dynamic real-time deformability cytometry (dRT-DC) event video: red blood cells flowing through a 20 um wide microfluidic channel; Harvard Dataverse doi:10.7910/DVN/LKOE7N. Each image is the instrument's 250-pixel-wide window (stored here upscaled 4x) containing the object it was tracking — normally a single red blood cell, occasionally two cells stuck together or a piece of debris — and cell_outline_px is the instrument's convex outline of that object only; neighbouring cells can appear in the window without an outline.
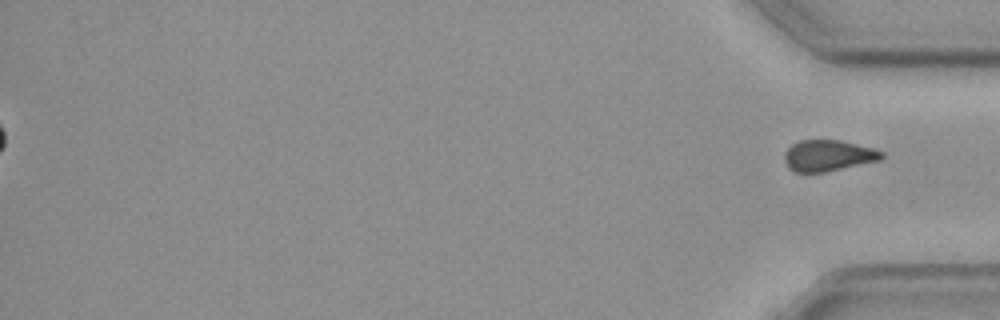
{"species": "common noctule bat (a hibernating species)", "species_latin": "Nyctalus noctula", "temperature_condition": "cold", "stored_images_in_passage": 54, "segment_of_instrument_passage": [2, 2], "camera_frame_rate_fps": 3000, "um_per_image_px": 0.085, "animal": {"sex": "female", "body_mass_g": 19.3, "forearm_length_mm": 54.1}, "frame": {"image": 1, "passage_image": 54, "time_ms": 17.667, "image_size_px": [1000, 320], "cell_outline_px": [[884, 156], [880, 160], [824, 172], [796, 172], [788, 168], [784, 160], [784, 152], [792, 144], [800, 140], [840, 140], [872, 148], [884, 152]], "centroid_in_image_um": [70.37, 13.22], "position_along_channel_um": 364.8, "area_um2": 17.57}}